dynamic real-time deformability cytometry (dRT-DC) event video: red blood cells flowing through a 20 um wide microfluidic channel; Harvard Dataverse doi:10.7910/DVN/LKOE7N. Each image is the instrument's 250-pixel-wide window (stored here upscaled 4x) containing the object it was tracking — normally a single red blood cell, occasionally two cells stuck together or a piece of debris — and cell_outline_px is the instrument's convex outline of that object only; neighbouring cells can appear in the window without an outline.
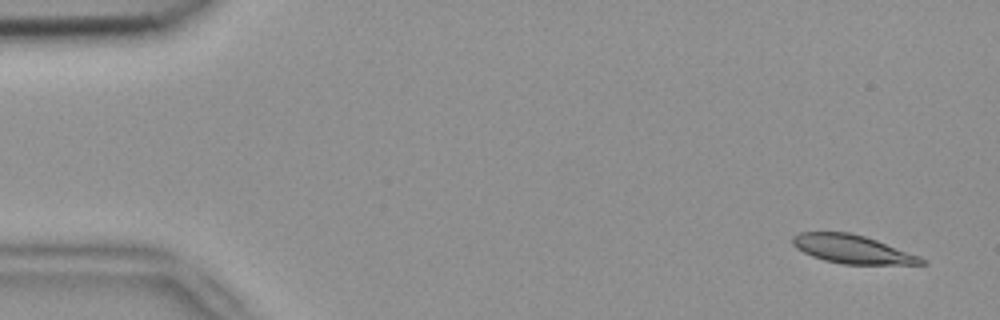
{"species": "common noctule bat (a hibernating species)", "species_latin": "Nyctalus noctula", "temperature_condition": "room temperature", "stored_images_in_passage": 5, "camera_frame_rate_fps": 3000, "um_per_image_px": 0.085, "animal": {"sex": "female", "body_mass_g": 18.4}, "frame": {"image": 1, "passage_image": 1, "time_ms": 0.0, "image_size_px": [1000, 320], "cell_outline_px": [[924, 264], [844, 264], [824, 260], [812, 256], [796, 248], [792, 244], [792, 236], [800, 232], [848, 232], [864, 236], [876, 240], [920, 256], [924, 260]], "centroid_in_image_um": [72.4, 21.17], "position_along_channel_um": 12.6, "area_um2": 21.1}}
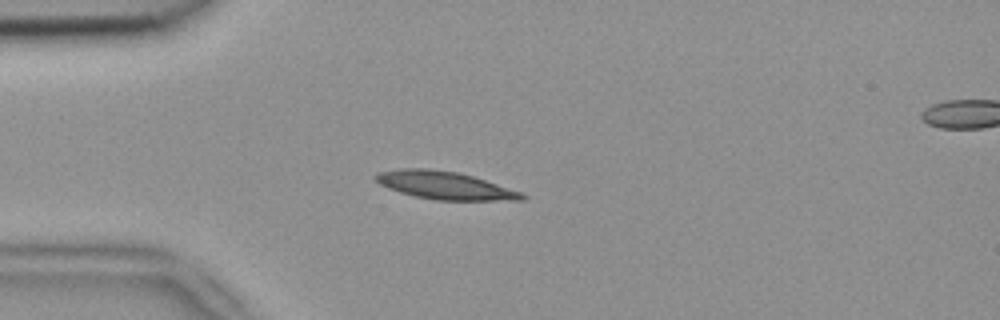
{"frame": {"image": 2, "passage_image": 4, "time_ms": 1.0, "image_size_px": [1000, 320], "cell_outline_px": [[528, 196], [524, 200], [436, 200], [416, 196], [400, 192], [388, 188], [380, 184], [372, 176], [376, 172], [400, 168], [428, 168], [456, 172], [472, 176], [524, 192]], "centroid_in_image_um": [37.81, 15.75], "position_along_channel_um": 47.2, "area_um2": 23.81}}